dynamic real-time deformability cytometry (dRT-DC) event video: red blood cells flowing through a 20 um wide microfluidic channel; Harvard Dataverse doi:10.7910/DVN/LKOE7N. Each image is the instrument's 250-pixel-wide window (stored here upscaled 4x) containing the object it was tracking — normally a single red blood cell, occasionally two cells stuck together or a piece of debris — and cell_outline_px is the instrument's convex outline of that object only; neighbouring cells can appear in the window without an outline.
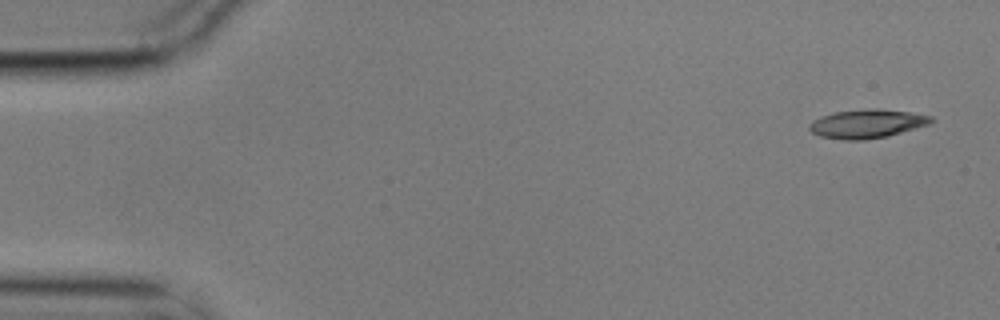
{"species": "common noctule bat (a hibernating species)", "species_latin": "Nyctalus noctula", "temperature_condition": "cold", "stored_images_in_passage": 6, "camera_frame_rate_fps": 3000, "um_per_image_px": 0.085, "animal": {"sex": "male", "body_mass_g": 17.9}, "frame": {"image": 1, "passage_image": 1, "time_ms": 0.0, "image_size_px": [1000, 320], "cell_outline_px": [[936, 120], [928, 124], [888, 136], [864, 140], [840, 140], [820, 136], [812, 132], [808, 128], [808, 124], [812, 120], [820, 116], [836, 112], [868, 108], [876, 108], [912, 112], [932, 116]], "centroid_in_image_um": [73.68, 10.51], "position_along_channel_um": 11.3, "area_um2": 20.58}}